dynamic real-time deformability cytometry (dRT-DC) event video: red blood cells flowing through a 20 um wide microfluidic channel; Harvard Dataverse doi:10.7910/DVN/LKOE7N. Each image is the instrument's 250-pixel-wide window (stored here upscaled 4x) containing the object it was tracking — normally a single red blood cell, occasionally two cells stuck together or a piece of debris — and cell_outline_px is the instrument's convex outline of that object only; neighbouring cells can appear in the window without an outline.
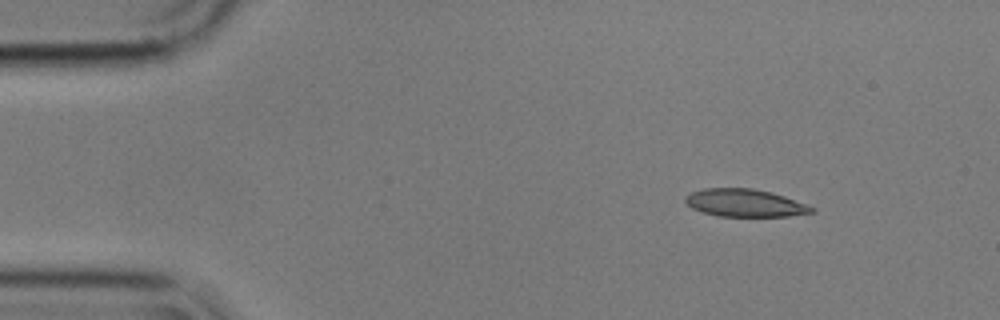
{"species": "common noctule bat (a hibernating species)", "species_latin": "Nyctalus noctula", "temperature_condition": "cold", "stored_images_in_passage": 6, "camera_frame_rate_fps": 3000, "um_per_image_px": 0.085, "animal": {"sex": "male", "body_mass_g": 17.9}, "frame": {"image": 1, "passage_image": 2, "time_ms": 0.333, "image_size_px": [1000, 320], "cell_outline_px": [[816, 212], [788, 216], [716, 216], [692, 208], [684, 200], [684, 196], [692, 192], [704, 188], [752, 188], [772, 192], [808, 204], [816, 208]], "centroid_in_image_um": [63.35, 17.25], "position_along_channel_um": 21.7, "area_um2": 20.46}}
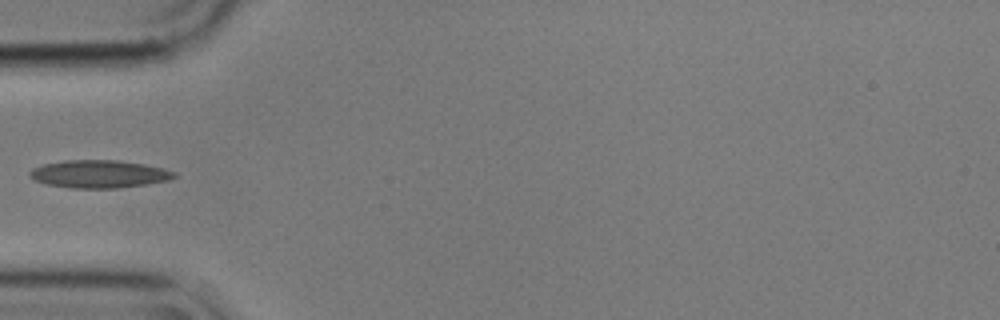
{"frame": {"image": 2, "passage_image": 5, "time_ms": 1.333, "image_size_px": [1000, 320], "cell_outline_px": [[176, 176], [168, 180], [144, 184], [116, 188], [72, 188], [48, 184], [36, 180], [28, 176], [28, 172], [32, 168], [44, 164], [64, 160], [116, 160], [140, 164], [160, 168], [176, 172]], "centroid_in_image_um": [8.36, 14.79], "position_along_channel_um": 76.6, "area_um2": 23.0}}
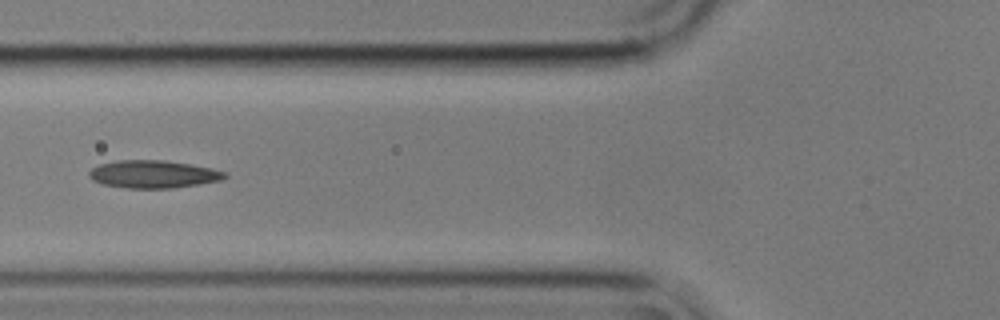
{"frame": {"image": 3, "passage_image": 6, "time_ms": 1.667, "image_size_px": [1000, 320], "cell_outline_px": [[228, 176], [220, 180], [200, 184], [172, 188], [128, 188], [104, 184], [92, 180], [88, 176], [88, 172], [92, 168], [100, 164], [120, 160], [164, 160], [212, 168], [228, 172]], "centroid_in_image_um": [13.04, 14.8], "position_along_channel_um": 112.8, "area_um2": 21.85}}